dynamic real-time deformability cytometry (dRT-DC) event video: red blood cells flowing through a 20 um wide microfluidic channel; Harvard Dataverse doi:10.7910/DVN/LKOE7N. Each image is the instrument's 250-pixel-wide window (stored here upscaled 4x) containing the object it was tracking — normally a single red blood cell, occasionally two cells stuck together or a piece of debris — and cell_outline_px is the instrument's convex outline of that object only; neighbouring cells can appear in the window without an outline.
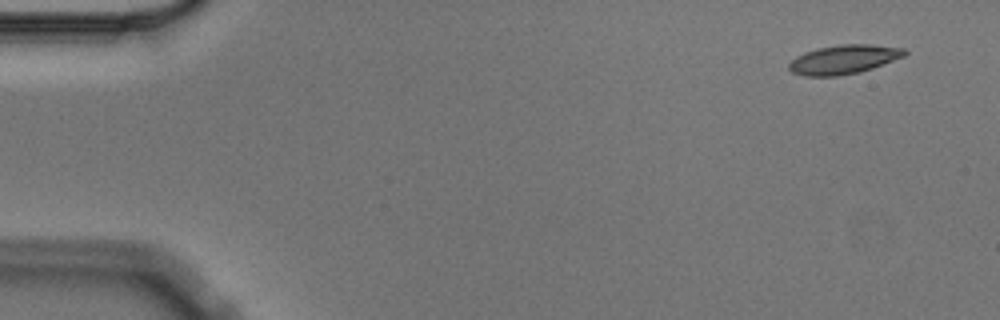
{"species": "Egyptian fruit bat (a non-hibernating species)", "species_latin": "Rousettus aegyptiacus", "temperature_condition": "cold", "stored_images_in_passage": 3, "camera_frame_rate_fps": 3000, "um_per_image_px": 0.085, "animal": {"sex": "male"}, "frame": {"image": 1, "passage_image": 1, "time_ms": 0.0, "image_size_px": [1000, 320], "cell_outline_px": [[908, 52], [904, 56], [872, 68], [860, 72], [836, 76], [804, 76], [792, 72], [788, 68], [788, 64], [796, 56], [804, 52], [816, 48], [840, 44], [868, 44], [904, 48]], "centroid_in_image_um": [71.69, 5.05], "position_along_channel_um": 13.3, "area_um2": 19.59}}